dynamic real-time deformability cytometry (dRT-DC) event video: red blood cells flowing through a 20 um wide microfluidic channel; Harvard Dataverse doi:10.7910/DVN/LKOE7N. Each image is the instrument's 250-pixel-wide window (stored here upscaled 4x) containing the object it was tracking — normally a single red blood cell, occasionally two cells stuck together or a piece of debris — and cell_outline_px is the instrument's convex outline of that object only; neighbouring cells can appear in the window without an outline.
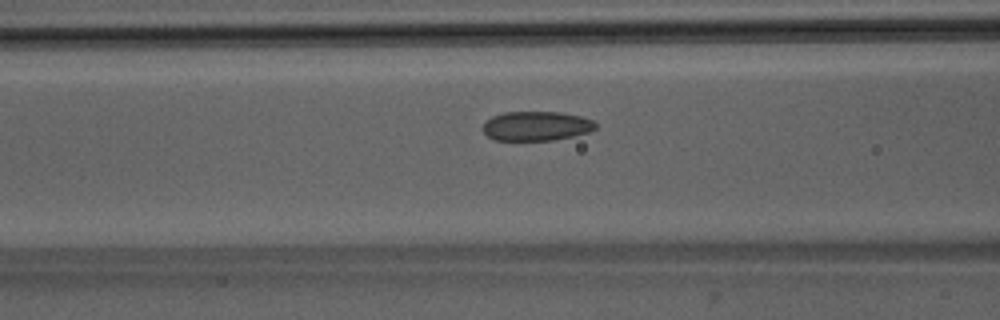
{"species": "Egyptian fruit bat (a non-hibernating species)", "species_latin": "Rousettus aegyptiacus", "temperature_condition": "room temperature", "stored_images_in_passage": 41, "camera_frame_rate_fps": 3000, "um_per_image_px": 0.085, "animal": {"sex": "male"}, "frame": {"image": 1, "passage_image": 11, "time_ms": 3.333, "image_size_px": [1000, 320], "cell_outline_px": [[596, 128], [588, 132], [556, 140], [496, 140], [488, 136], [484, 132], [484, 124], [492, 116], [504, 112], [560, 112], [580, 116], [592, 120], [596, 124]], "centroid_in_image_um": [45.6, 10.71], "position_along_channel_um": 121.0, "area_um2": 19.13}}
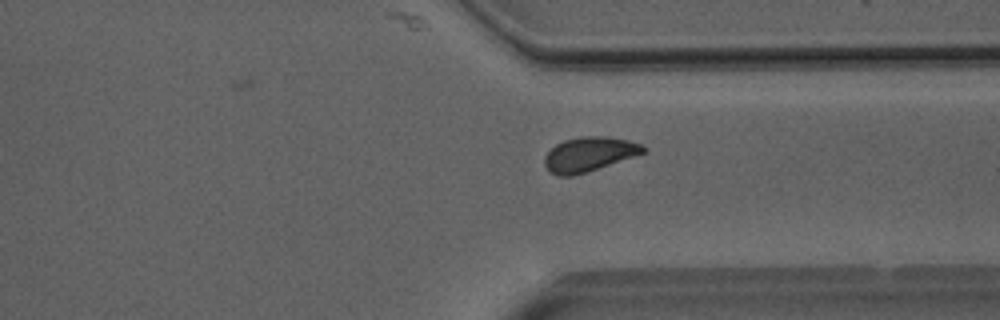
{"frame": {"image": 2, "passage_image": 29, "time_ms": 9.333, "image_size_px": [1000, 320], "cell_outline_px": [[648, 152], [636, 156], [572, 176], [556, 176], [544, 164], [544, 156], [556, 144], [564, 140], [584, 136], [608, 136], [628, 140], [644, 144], [648, 148]], "centroid_in_image_um": [50.14, 13.09], "position_along_channel_um": 361.3, "area_um2": 19.88}}
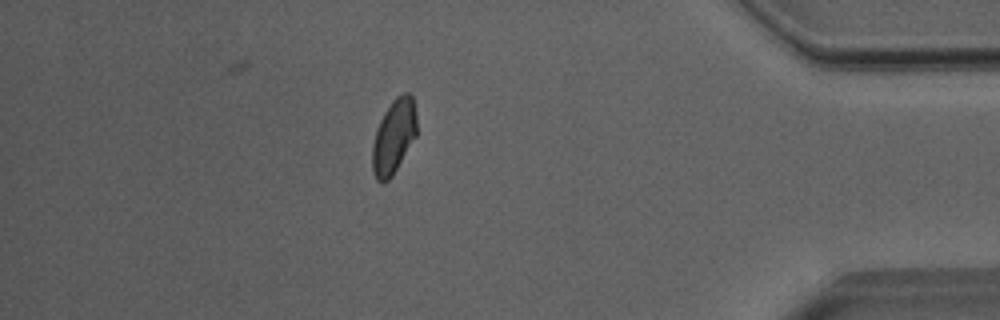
{"frame": {"image": 3, "passage_image": 35, "time_ms": 11.333, "image_size_px": [1000, 320], "cell_outline_px": [[416, 136], [392, 176], [388, 180], [380, 184], [376, 180], [372, 172], [372, 144], [376, 128], [384, 112], [392, 100], [396, 96], [404, 92], [408, 92], [412, 96], [416, 112]], "centroid_in_image_um": [33.45, 11.61], "position_along_channel_um": 401.8, "area_um2": 19.42}, "authors_computed_cell_mechanics": {"area_um2": 19.7098, "velocity_mm_per_s": 4.0009, "shape_relaxation_time_tau1_ms": 8.2749, "shape_relaxation_time_tau2_ms": 2.2696, "deformation_change_tau1": 0.1315, "deformation_change_tau2": 0.0683}}